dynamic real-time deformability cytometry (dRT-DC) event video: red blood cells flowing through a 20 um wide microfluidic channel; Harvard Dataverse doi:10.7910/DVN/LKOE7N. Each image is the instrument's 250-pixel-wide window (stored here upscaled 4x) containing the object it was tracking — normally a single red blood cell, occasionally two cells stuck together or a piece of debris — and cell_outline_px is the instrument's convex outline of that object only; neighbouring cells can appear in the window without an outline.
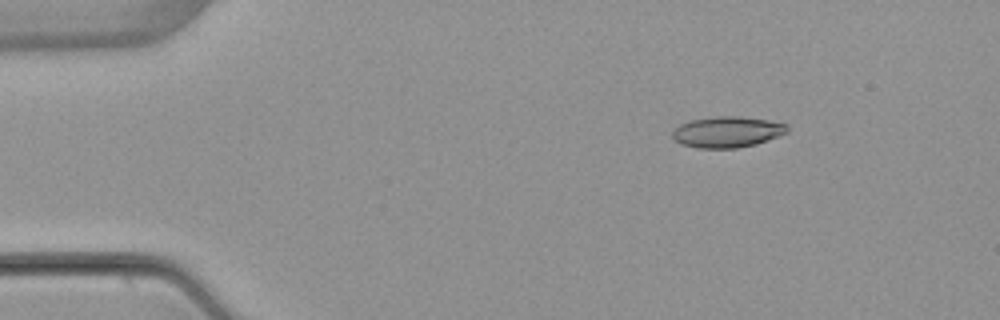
{"species": "common noctule bat (a hibernating species)", "species_latin": "Nyctalus noctula", "temperature_condition": "warm", "stored_images_in_passage": 5, "camera_frame_rate_fps": 3000, "um_per_image_px": 0.085, "animal": {"sex": "female", "body_mass_g": 22.7, "forearm_length_mm": 54.2}, "frame": {"image": 1, "passage_image": 2, "time_ms": 1.333, "image_size_px": [1000, 320], "cell_outline_px": [[788, 132], [780, 136], [756, 144], [736, 148], [696, 148], [680, 144], [672, 136], [672, 132], [680, 124], [692, 120], [716, 116], [740, 116], [768, 120], [788, 124]], "centroid_in_image_um": [61.84, 11.22], "position_along_channel_um": 23.2, "area_um2": 20.81}}
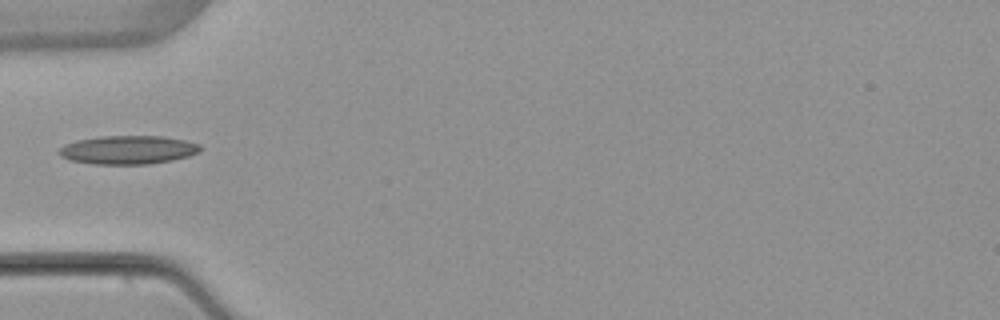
{"frame": {"image": 2, "passage_image": 4, "time_ms": 4.667, "image_size_px": [1000, 320], "cell_outline_px": [[200, 152], [188, 156], [172, 160], [148, 164], [96, 164], [68, 160], [60, 156], [56, 152], [64, 144], [76, 140], [100, 136], [164, 136], [184, 140], [200, 144]], "centroid_in_image_um": [10.85, 12.73], "position_along_channel_um": 74.2, "area_um2": 23.64}}
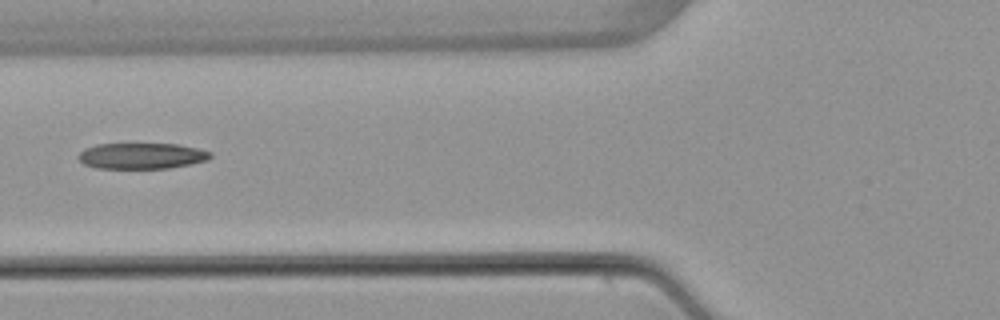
{"frame": {"image": 3, "passage_image": 5, "time_ms": 5.667, "image_size_px": [1000, 320], "cell_outline_px": [[212, 156], [208, 160], [168, 168], [96, 168], [84, 164], [76, 156], [84, 148], [96, 144], [176, 144], [196, 148], [212, 152]], "centroid_in_image_um": [12.01, 13.24], "position_along_channel_um": 113.8, "area_um2": 19.88}}